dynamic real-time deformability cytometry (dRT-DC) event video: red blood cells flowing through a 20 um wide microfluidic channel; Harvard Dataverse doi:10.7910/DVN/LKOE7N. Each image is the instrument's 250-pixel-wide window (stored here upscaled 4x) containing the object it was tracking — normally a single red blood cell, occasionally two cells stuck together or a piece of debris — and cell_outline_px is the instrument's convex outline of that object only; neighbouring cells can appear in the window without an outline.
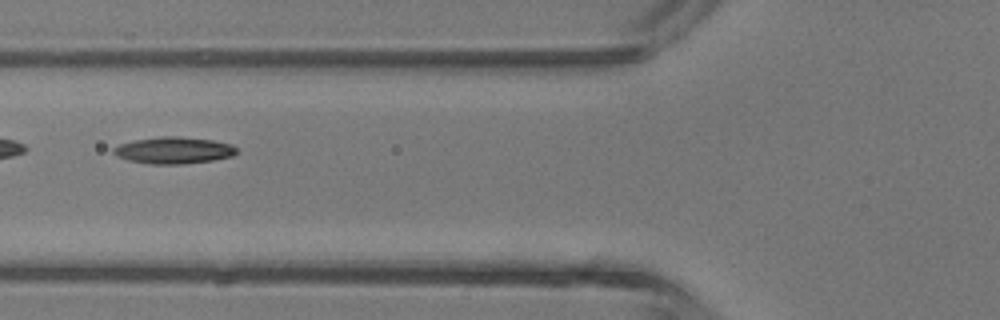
{"species": "common noctule bat (a hibernating species)", "species_latin": "Nyctalus noctula", "temperature_condition": "room temperature", "stored_images_in_passage": 3, "camera_frame_rate_fps": 3000, "um_per_image_px": 0.085, "animal": {"sex": "male", "body_mass_g": 13.3}, "frame": {"image": 1, "passage_image": 2, "time_ms": 1.333, "image_size_px": [1000, 320], "cell_outline_px": [[236, 152], [232, 156], [212, 160], [184, 164], [148, 164], [128, 160], [116, 156], [112, 152], [112, 148], [120, 144], [132, 140], [160, 136], [176, 136], [212, 140], [232, 144], [236, 148]], "centroid_in_image_um": [14.72, 12.77], "position_along_channel_um": 111.1, "area_um2": 19.25}}
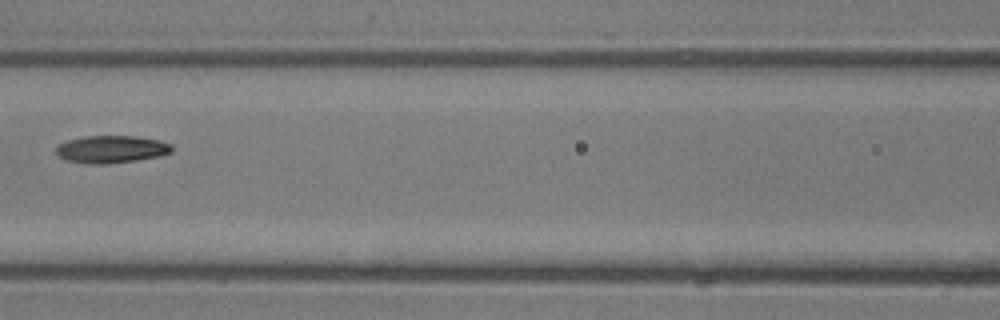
{"frame": {"image": 2, "passage_image": 3, "time_ms": 2.333, "image_size_px": [1000, 320], "cell_outline_px": [[172, 152], [160, 156], [136, 160], [104, 164], [88, 164], [64, 160], [56, 152], [56, 144], [68, 140], [84, 136], [136, 136], [160, 140], [172, 144]], "centroid_in_image_um": [9.46, 12.68], "position_along_channel_um": 157.1, "area_um2": 18.67}}